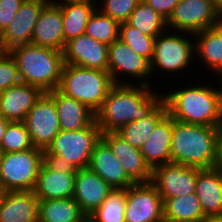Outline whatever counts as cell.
Returning a JSON list of instances; mask_svg holds the SVG:
<instances>
[{
    "instance_id": "cell-31",
    "label": "cell",
    "mask_w": 222,
    "mask_h": 222,
    "mask_svg": "<svg viewBox=\"0 0 222 222\" xmlns=\"http://www.w3.org/2000/svg\"><path fill=\"white\" fill-rule=\"evenodd\" d=\"M127 23L151 37H157L167 30L166 19L143 0L132 11Z\"/></svg>"
},
{
    "instance_id": "cell-4",
    "label": "cell",
    "mask_w": 222,
    "mask_h": 222,
    "mask_svg": "<svg viewBox=\"0 0 222 222\" xmlns=\"http://www.w3.org/2000/svg\"><path fill=\"white\" fill-rule=\"evenodd\" d=\"M8 52L16 61L22 83L35 86L43 93L58 89L64 66L62 51L30 43Z\"/></svg>"
},
{
    "instance_id": "cell-14",
    "label": "cell",
    "mask_w": 222,
    "mask_h": 222,
    "mask_svg": "<svg viewBox=\"0 0 222 222\" xmlns=\"http://www.w3.org/2000/svg\"><path fill=\"white\" fill-rule=\"evenodd\" d=\"M50 0H24L15 17L0 35V42L5 52L12 48L30 44L34 26L43 7Z\"/></svg>"
},
{
    "instance_id": "cell-30",
    "label": "cell",
    "mask_w": 222,
    "mask_h": 222,
    "mask_svg": "<svg viewBox=\"0 0 222 222\" xmlns=\"http://www.w3.org/2000/svg\"><path fill=\"white\" fill-rule=\"evenodd\" d=\"M168 114L164 100L146 117L122 126L116 133L140 149L156 125Z\"/></svg>"
},
{
    "instance_id": "cell-45",
    "label": "cell",
    "mask_w": 222,
    "mask_h": 222,
    "mask_svg": "<svg viewBox=\"0 0 222 222\" xmlns=\"http://www.w3.org/2000/svg\"><path fill=\"white\" fill-rule=\"evenodd\" d=\"M212 1L222 12V0H212Z\"/></svg>"
},
{
    "instance_id": "cell-42",
    "label": "cell",
    "mask_w": 222,
    "mask_h": 222,
    "mask_svg": "<svg viewBox=\"0 0 222 222\" xmlns=\"http://www.w3.org/2000/svg\"><path fill=\"white\" fill-rule=\"evenodd\" d=\"M9 121L5 118H3L2 116H0V145L2 143V139H3V136H4V132H5V129L8 125Z\"/></svg>"
},
{
    "instance_id": "cell-15",
    "label": "cell",
    "mask_w": 222,
    "mask_h": 222,
    "mask_svg": "<svg viewBox=\"0 0 222 222\" xmlns=\"http://www.w3.org/2000/svg\"><path fill=\"white\" fill-rule=\"evenodd\" d=\"M64 64L108 71V46L82 34L66 42Z\"/></svg>"
},
{
    "instance_id": "cell-19",
    "label": "cell",
    "mask_w": 222,
    "mask_h": 222,
    "mask_svg": "<svg viewBox=\"0 0 222 222\" xmlns=\"http://www.w3.org/2000/svg\"><path fill=\"white\" fill-rule=\"evenodd\" d=\"M120 164L110 146L101 138L94 146L89 168L113 189H127L134 182Z\"/></svg>"
},
{
    "instance_id": "cell-22",
    "label": "cell",
    "mask_w": 222,
    "mask_h": 222,
    "mask_svg": "<svg viewBox=\"0 0 222 222\" xmlns=\"http://www.w3.org/2000/svg\"><path fill=\"white\" fill-rule=\"evenodd\" d=\"M173 124L174 119L167 114L140 148V152L151 169L171 163Z\"/></svg>"
},
{
    "instance_id": "cell-6",
    "label": "cell",
    "mask_w": 222,
    "mask_h": 222,
    "mask_svg": "<svg viewBox=\"0 0 222 222\" xmlns=\"http://www.w3.org/2000/svg\"><path fill=\"white\" fill-rule=\"evenodd\" d=\"M195 60L194 34L167 29L155 38L154 53L150 61L151 74L156 76L159 72H164V75L175 73L180 76L182 71L183 74L187 73L185 70L197 63Z\"/></svg>"
},
{
    "instance_id": "cell-24",
    "label": "cell",
    "mask_w": 222,
    "mask_h": 222,
    "mask_svg": "<svg viewBox=\"0 0 222 222\" xmlns=\"http://www.w3.org/2000/svg\"><path fill=\"white\" fill-rule=\"evenodd\" d=\"M76 173H60L49 169L43 162L33 189L39 201L73 197Z\"/></svg>"
},
{
    "instance_id": "cell-37",
    "label": "cell",
    "mask_w": 222,
    "mask_h": 222,
    "mask_svg": "<svg viewBox=\"0 0 222 222\" xmlns=\"http://www.w3.org/2000/svg\"><path fill=\"white\" fill-rule=\"evenodd\" d=\"M21 83L15 59L9 52L0 56V92Z\"/></svg>"
},
{
    "instance_id": "cell-13",
    "label": "cell",
    "mask_w": 222,
    "mask_h": 222,
    "mask_svg": "<svg viewBox=\"0 0 222 222\" xmlns=\"http://www.w3.org/2000/svg\"><path fill=\"white\" fill-rule=\"evenodd\" d=\"M200 168L168 163L152 169L150 182L162 198L182 197L195 193Z\"/></svg>"
},
{
    "instance_id": "cell-18",
    "label": "cell",
    "mask_w": 222,
    "mask_h": 222,
    "mask_svg": "<svg viewBox=\"0 0 222 222\" xmlns=\"http://www.w3.org/2000/svg\"><path fill=\"white\" fill-rule=\"evenodd\" d=\"M112 191L113 188L89 167L77 169L73 199L87 217L103 203Z\"/></svg>"
},
{
    "instance_id": "cell-5",
    "label": "cell",
    "mask_w": 222,
    "mask_h": 222,
    "mask_svg": "<svg viewBox=\"0 0 222 222\" xmlns=\"http://www.w3.org/2000/svg\"><path fill=\"white\" fill-rule=\"evenodd\" d=\"M113 85L108 71L64 64L58 90L96 113Z\"/></svg>"
},
{
    "instance_id": "cell-34",
    "label": "cell",
    "mask_w": 222,
    "mask_h": 222,
    "mask_svg": "<svg viewBox=\"0 0 222 222\" xmlns=\"http://www.w3.org/2000/svg\"><path fill=\"white\" fill-rule=\"evenodd\" d=\"M155 38L142 34L127 22L121 23L119 26V39L149 62L153 57Z\"/></svg>"
},
{
    "instance_id": "cell-3",
    "label": "cell",
    "mask_w": 222,
    "mask_h": 222,
    "mask_svg": "<svg viewBox=\"0 0 222 222\" xmlns=\"http://www.w3.org/2000/svg\"><path fill=\"white\" fill-rule=\"evenodd\" d=\"M218 127L183 123L174 119L171 163L213 168L216 161Z\"/></svg>"
},
{
    "instance_id": "cell-35",
    "label": "cell",
    "mask_w": 222,
    "mask_h": 222,
    "mask_svg": "<svg viewBox=\"0 0 222 222\" xmlns=\"http://www.w3.org/2000/svg\"><path fill=\"white\" fill-rule=\"evenodd\" d=\"M0 146L3 153L19 152L34 147L24 122H9Z\"/></svg>"
},
{
    "instance_id": "cell-10",
    "label": "cell",
    "mask_w": 222,
    "mask_h": 222,
    "mask_svg": "<svg viewBox=\"0 0 222 222\" xmlns=\"http://www.w3.org/2000/svg\"><path fill=\"white\" fill-rule=\"evenodd\" d=\"M102 132L94 121L90 126L77 131H60L47 150L60 155L76 169L89 167L95 144Z\"/></svg>"
},
{
    "instance_id": "cell-9",
    "label": "cell",
    "mask_w": 222,
    "mask_h": 222,
    "mask_svg": "<svg viewBox=\"0 0 222 222\" xmlns=\"http://www.w3.org/2000/svg\"><path fill=\"white\" fill-rule=\"evenodd\" d=\"M222 23V12L212 0H180L166 20L167 29L196 34Z\"/></svg>"
},
{
    "instance_id": "cell-40",
    "label": "cell",
    "mask_w": 222,
    "mask_h": 222,
    "mask_svg": "<svg viewBox=\"0 0 222 222\" xmlns=\"http://www.w3.org/2000/svg\"><path fill=\"white\" fill-rule=\"evenodd\" d=\"M166 20L180 0H143Z\"/></svg>"
},
{
    "instance_id": "cell-46",
    "label": "cell",
    "mask_w": 222,
    "mask_h": 222,
    "mask_svg": "<svg viewBox=\"0 0 222 222\" xmlns=\"http://www.w3.org/2000/svg\"><path fill=\"white\" fill-rule=\"evenodd\" d=\"M5 51H4V49L2 48V44H1V42H0V56L4 53Z\"/></svg>"
},
{
    "instance_id": "cell-23",
    "label": "cell",
    "mask_w": 222,
    "mask_h": 222,
    "mask_svg": "<svg viewBox=\"0 0 222 222\" xmlns=\"http://www.w3.org/2000/svg\"><path fill=\"white\" fill-rule=\"evenodd\" d=\"M47 94L54 100L62 131L84 129L95 121V113L84 103L67 97L58 89L52 90Z\"/></svg>"
},
{
    "instance_id": "cell-47",
    "label": "cell",
    "mask_w": 222,
    "mask_h": 222,
    "mask_svg": "<svg viewBox=\"0 0 222 222\" xmlns=\"http://www.w3.org/2000/svg\"><path fill=\"white\" fill-rule=\"evenodd\" d=\"M2 156H3V150H2V148L0 146V160H1Z\"/></svg>"
},
{
    "instance_id": "cell-21",
    "label": "cell",
    "mask_w": 222,
    "mask_h": 222,
    "mask_svg": "<svg viewBox=\"0 0 222 222\" xmlns=\"http://www.w3.org/2000/svg\"><path fill=\"white\" fill-rule=\"evenodd\" d=\"M39 199L33 191L3 192L0 222H38Z\"/></svg>"
},
{
    "instance_id": "cell-39",
    "label": "cell",
    "mask_w": 222,
    "mask_h": 222,
    "mask_svg": "<svg viewBox=\"0 0 222 222\" xmlns=\"http://www.w3.org/2000/svg\"><path fill=\"white\" fill-rule=\"evenodd\" d=\"M43 163L51 170L60 173H77V169L60 155L52 154L47 149L43 150Z\"/></svg>"
},
{
    "instance_id": "cell-2",
    "label": "cell",
    "mask_w": 222,
    "mask_h": 222,
    "mask_svg": "<svg viewBox=\"0 0 222 222\" xmlns=\"http://www.w3.org/2000/svg\"><path fill=\"white\" fill-rule=\"evenodd\" d=\"M205 79L203 77L204 84L189 82L184 88L180 86L182 88H173L167 92L164 90L163 100L168 114L173 119L211 127H218L222 123V100L219 90L215 84L210 83L211 86L208 81L204 82Z\"/></svg>"
},
{
    "instance_id": "cell-8",
    "label": "cell",
    "mask_w": 222,
    "mask_h": 222,
    "mask_svg": "<svg viewBox=\"0 0 222 222\" xmlns=\"http://www.w3.org/2000/svg\"><path fill=\"white\" fill-rule=\"evenodd\" d=\"M108 72L114 84L154 85L150 62L120 39L108 46Z\"/></svg>"
},
{
    "instance_id": "cell-41",
    "label": "cell",
    "mask_w": 222,
    "mask_h": 222,
    "mask_svg": "<svg viewBox=\"0 0 222 222\" xmlns=\"http://www.w3.org/2000/svg\"><path fill=\"white\" fill-rule=\"evenodd\" d=\"M214 167L222 172V123L218 126L216 161Z\"/></svg>"
},
{
    "instance_id": "cell-27",
    "label": "cell",
    "mask_w": 222,
    "mask_h": 222,
    "mask_svg": "<svg viewBox=\"0 0 222 222\" xmlns=\"http://www.w3.org/2000/svg\"><path fill=\"white\" fill-rule=\"evenodd\" d=\"M195 59L217 74L222 70V23L194 34Z\"/></svg>"
},
{
    "instance_id": "cell-7",
    "label": "cell",
    "mask_w": 222,
    "mask_h": 222,
    "mask_svg": "<svg viewBox=\"0 0 222 222\" xmlns=\"http://www.w3.org/2000/svg\"><path fill=\"white\" fill-rule=\"evenodd\" d=\"M43 151L33 147L29 150L3 153L0 160V188L2 191H33Z\"/></svg>"
},
{
    "instance_id": "cell-26",
    "label": "cell",
    "mask_w": 222,
    "mask_h": 222,
    "mask_svg": "<svg viewBox=\"0 0 222 222\" xmlns=\"http://www.w3.org/2000/svg\"><path fill=\"white\" fill-rule=\"evenodd\" d=\"M62 11L63 32L66 42L85 34L86 25L97 8V0H54Z\"/></svg>"
},
{
    "instance_id": "cell-11",
    "label": "cell",
    "mask_w": 222,
    "mask_h": 222,
    "mask_svg": "<svg viewBox=\"0 0 222 222\" xmlns=\"http://www.w3.org/2000/svg\"><path fill=\"white\" fill-rule=\"evenodd\" d=\"M35 148L46 150L61 131L54 100L43 93L23 121Z\"/></svg>"
},
{
    "instance_id": "cell-17",
    "label": "cell",
    "mask_w": 222,
    "mask_h": 222,
    "mask_svg": "<svg viewBox=\"0 0 222 222\" xmlns=\"http://www.w3.org/2000/svg\"><path fill=\"white\" fill-rule=\"evenodd\" d=\"M31 44L63 52L65 38L62 11L54 0H50L43 7L34 26Z\"/></svg>"
},
{
    "instance_id": "cell-36",
    "label": "cell",
    "mask_w": 222,
    "mask_h": 222,
    "mask_svg": "<svg viewBox=\"0 0 222 222\" xmlns=\"http://www.w3.org/2000/svg\"><path fill=\"white\" fill-rule=\"evenodd\" d=\"M101 1V2H100ZM140 0H98L97 8L119 24L128 21Z\"/></svg>"
},
{
    "instance_id": "cell-12",
    "label": "cell",
    "mask_w": 222,
    "mask_h": 222,
    "mask_svg": "<svg viewBox=\"0 0 222 222\" xmlns=\"http://www.w3.org/2000/svg\"><path fill=\"white\" fill-rule=\"evenodd\" d=\"M125 222H164L163 198L149 181L127 188Z\"/></svg>"
},
{
    "instance_id": "cell-28",
    "label": "cell",
    "mask_w": 222,
    "mask_h": 222,
    "mask_svg": "<svg viewBox=\"0 0 222 222\" xmlns=\"http://www.w3.org/2000/svg\"><path fill=\"white\" fill-rule=\"evenodd\" d=\"M38 222H87L73 197L39 201Z\"/></svg>"
},
{
    "instance_id": "cell-32",
    "label": "cell",
    "mask_w": 222,
    "mask_h": 222,
    "mask_svg": "<svg viewBox=\"0 0 222 222\" xmlns=\"http://www.w3.org/2000/svg\"><path fill=\"white\" fill-rule=\"evenodd\" d=\"M127 189H113L103 203L87 217L88 222H125Z\"/></svg>"
},
{
    "instance_id": "cell-25",
    "label": "cell",
    "mask_w": 222,
    "mask_h": 222,
    "mask_svg": "<svg viewBox=\"0 0 222 222\" xmlns=\"http://www.w3.org/2000/svg\"><path fill=\"white\" fill-rule=\"evenodd\" d=\"M195 193L205 217L222 215V172L219 169H199Z\"/></svg>"
},
{
    "instance_id": "cell-29",
    "label": "cell",
    "mask_w": 222,
    "mask_h": 222,
    "mask_svg": "<svg viewBox=\"0 0 222 222\" xmlns=\"http://www.w3.org/2000/svg\"><path fill=\"white\" fill-rule=\"evenodd\" d=\"M164 221L201 222L204 212L196 193L163 198Z\"/></svg>"
},
{
    "instance_id": "cell-44",
    "label": "cell",
    "mask_w": 222,
    "mask_h": 222,
    "mask_svg": "<svg viewBox=\"0 0 222 222\" xmlns=\"http://www.w3.org/2000/svg\"><path fill=\"white\" fill-rule=\"evenodd\" d=\"M201 222H222V215L221 216H208V217H205Z\"/></svg>"
},
{
    "instance_id": "cell-1",
    "label": "cell",
    "mask_w": 222,
    "mask_h": 222,
    "mask_svg": "<svg viewBox=\"0 0 222 222\" xmlns=\"http://www.w3.org/2000/svg\"><path fill=\"white\" fill-rule=\"evenodd\" d=\"M162 93L153 90V86L114 84L95 113V122L102 133L116 132L148 116L163 101Z\"/></svg>"
},
{
    "instance_id": "cell-48",
    "label": "cell",
    "mask_w": 222,
    "mask_h": 222,
    "mask_svg": "<svg viewBox=\"0 0 222 222\" xmlns=\"http://www.w3.org/2000/svg\"><path fill=\"white\" fill-rule=\"evenodd\" d=\"M3 192H0V202L2 200Z\"/></svg>"
},
{
    "instance_id": "cell-43",
    "label": "cell",
    "mask_w": 222,
    "mask_h": 222,
    "mask_svg": "<svg viewBox=\"0 0 222 222\" xmlns=\"http://www.w3.org/2000/svg\"><path fill=\"white\" fill-rule=\"evenodd\" d=\"M217 76V77H216ZM215 78L214 79H218L216 81H218V83L215 81L214 83H216V86H221V87H218V90H219V94L221 96V100H222V70L219 71L217 74H216ZM219 77V78H218Z\"/></svg>"
},
{
    "instance_id": "cell-33",
    "label": "cell",
    "mask_w": 222,
    "mask_h": 222,
    "mask_svg": "<svg viewBox=\"0 0 222 222\" xmlns=\"http://www.w3.org/2000/svg\"><path fill=\"white\" fill-rule=\"evenodd\" d=\"M119 26L117 21L96 8L86 25L85 34L109 46L119 39Z\"/></svg>"
},
{
    "instance_id": "cell-20",
    "label": "cell",
    "mask_w": 222,
    "mask_h": 222,
    "mask_svg": "<svg viewBox=\"0 0 222 222\" xmlns=\"http://www.w3.org/2000/svg\"><path fill=\"white\" fill-rule=\"evenodd\" d=\"M43 92L32 85L20 83L0 92V116L9 122H23Z\"/></svg>"
},
{
    "instance_id": "cell-38",
    "label": "cell",
    "mask_w": 222,
    "mask_h": 222,
    "mask_svg": "<svg viewBox=\"0 0 222 222\" xmlns=\"http://www.w3.org/2000/svg\"><path fill=\"white\" fill-rule=\"evenodd\" d=\"M24 0H0V35L15 17Z\"/></svg>"
},
{
    "instance_id": "cell-16",
    "label": "cell",
    "mask_w": 222,
    "mask_h": 222,
    "mask_svg": "<svg viewBox=\"0 0 222 222\" xmlns=\"http://www.w3.org/2000/svg\"><path fill=\"white\" fill-rule=\"evenodd\" d=\"M101 138L110 146L126 175L134 183L151 180L152 169L146 163L140 149L133 147L116 132L102 133Z\"/></svg>"
}]
</instances>
